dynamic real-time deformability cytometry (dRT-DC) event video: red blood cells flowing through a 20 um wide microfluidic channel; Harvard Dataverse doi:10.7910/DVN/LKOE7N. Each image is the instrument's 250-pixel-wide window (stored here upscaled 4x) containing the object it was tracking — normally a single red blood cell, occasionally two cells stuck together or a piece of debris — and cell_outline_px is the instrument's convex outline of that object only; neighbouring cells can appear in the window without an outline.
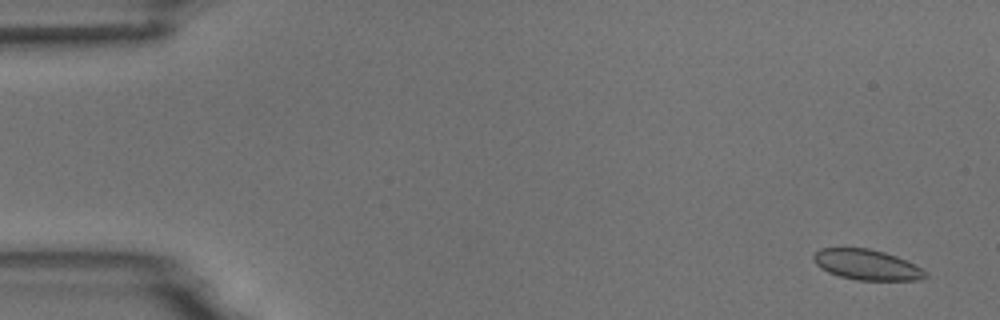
{"species": "common noctule bat (a hibernating species)", "species_latin": "Nyctalus noctula", "temperature_condition": "room temperature", "stored_images_in_passage": 6, "camera_frame_rate_fps": 3000, "um_per_image_px": 0.085, "animal": {"sex": "male", "body_mass_g": 18.8}, "frame": {"image": 1, "passage_image": 1, "time_ms": 0.0, "image_size_px": [1000, 320], "cell_outline_px": [[928, 276], [920, 280], [856, 280], [840, 276], [828, 272], [820, 268], [816, 264], [812, 256], [820, 248], [868, 248], [884, 252], [896, 256], [920, 268]], "centroid_in_image_um": [73.63, 22.5], "position_along_channel_um": 11.4, "area_um2": 19.59}}
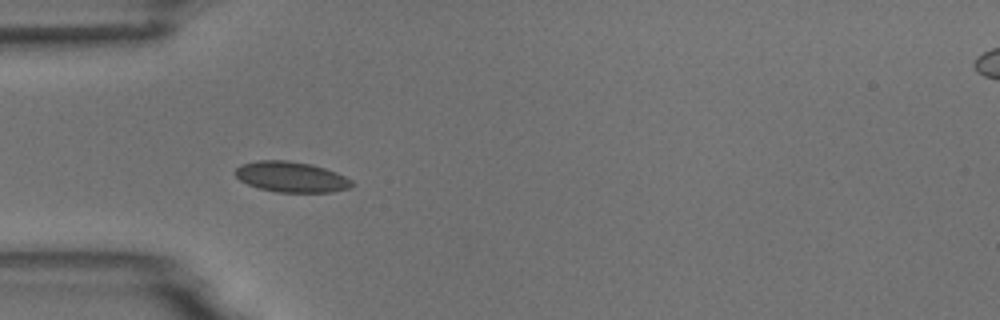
{"frame": {"image": 2, "passage_image": 5, "time_ms": 4.667, "image_size_px": [1000, 320], "cell_outline_px": [[356, 184], [348, 188], [332, 192], [276, 192], [260, 188], [248, 184], [240, 180], [232, 172], [240, 164], [256, 160], [288, 160], [308, 164], [324, 168], [336, 172], [352, 180]], "centroid_in_image_um": [24.73, 15.03], "position_along_channel_um": 60.3, "area_um2": 20.81}}